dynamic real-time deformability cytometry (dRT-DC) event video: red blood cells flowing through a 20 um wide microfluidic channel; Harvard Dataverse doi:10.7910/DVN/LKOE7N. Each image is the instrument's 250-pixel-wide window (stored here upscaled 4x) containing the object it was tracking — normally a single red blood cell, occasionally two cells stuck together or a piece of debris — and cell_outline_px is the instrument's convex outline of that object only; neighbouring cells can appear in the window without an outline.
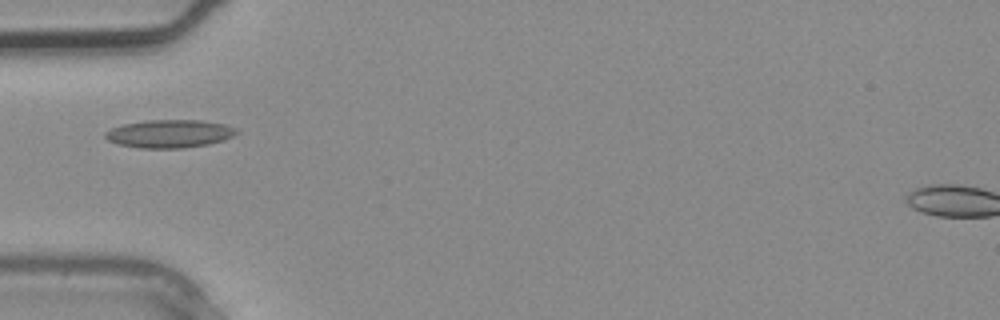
{"species": "common noctule bat (a hibernating species)", "species_latin": "Nyctalus noctula", "temperature_condition": "warm", "stored_images_in_passage": 4, "camera_frame_rate_fps": 3000, "um_per_image_px": 0.085, "animal": {"sex": "male", "body_mass_g": 20.4}, "frame": {"image": 1, "passage_image": 4, "time_ms": 1.0, "image_size_px": [1000, 320], "cell_outline_px": [[240, 132], [224, 140], [208, 144], [184, 148], [140, 148], [120, 144], [108, 140], [104, 136], [104, 132], [112, 128], [124, 124], [148, 120], [200, 120], [224, 124], [236, 128]], "centroid_in_image_um": [14.43, 11.36], "position_along_channel_um": 70.6, "area_um2": 21.39}}